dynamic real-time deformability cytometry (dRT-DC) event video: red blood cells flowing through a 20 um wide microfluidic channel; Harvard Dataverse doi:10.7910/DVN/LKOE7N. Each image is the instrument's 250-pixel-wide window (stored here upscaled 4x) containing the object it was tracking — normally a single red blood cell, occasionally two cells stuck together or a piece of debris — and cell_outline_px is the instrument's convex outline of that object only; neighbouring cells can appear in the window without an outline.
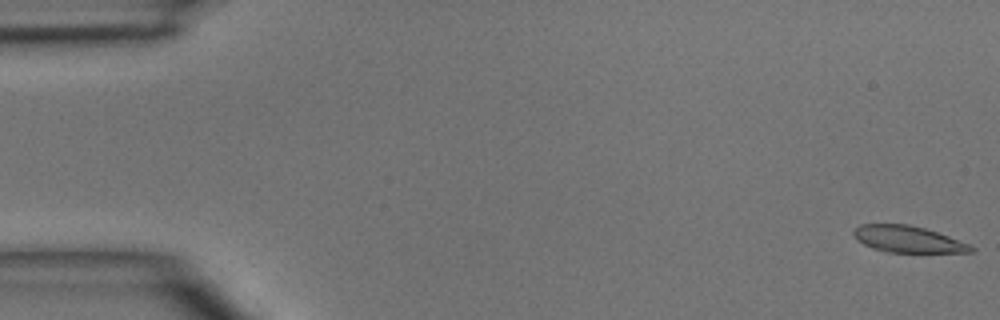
{"species": "common noctule bat (a hibernating species)", "species_latin": "Nyctalus noctula", "temperature_condition": "room temperature", "stored_images_in_passage": 7, "camera_frame_rate_fps": 3000, "um_per_image_px": 0.085, "animal": {"sex": "male", "body_mass_g": 15.6}, "frame": {"image": 1, "passage_image": 1, "time_ms": 0.0, "image_size_px": [1000, 320], "cell_outline_px": [[976, 248], [972, 252], [888, 252], [872, 248], [856, 240], [852, 232], [860, 224], [908, 224], [924, 228], [948, 236], [968, 244]], "centroid_in_image_um": [77.13, 20.33], "position_along_channel_um": 7.9, "area_um2": 17.98}}
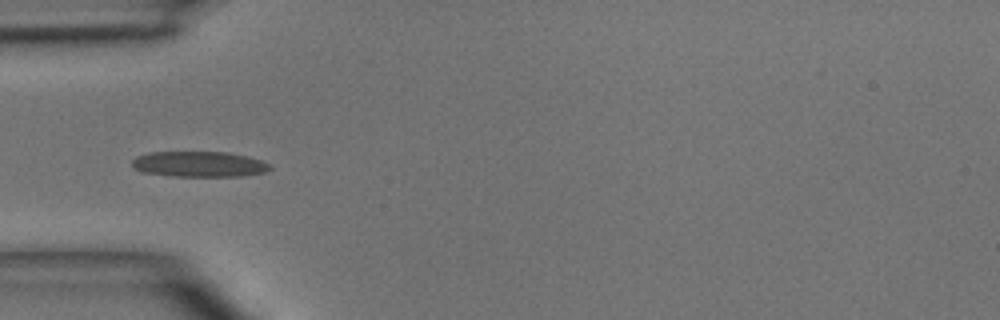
{"frame": {"image": 2, "passage_image": 4, "time_ms": 4.667, "image_size_px": [1000, 320], "cell_outline_px": [[272, 168], [264, 172], [240, 176], [172, 176], [140, 172], [132, 168], [132, 160], [136, 156], [148, 152], [228, 152], [248, 156], [272, 164]], "centroid_in_image_um": [16.9, 13.95], "position_along_channel_um": 68.1, "area_um2": 20.75}}
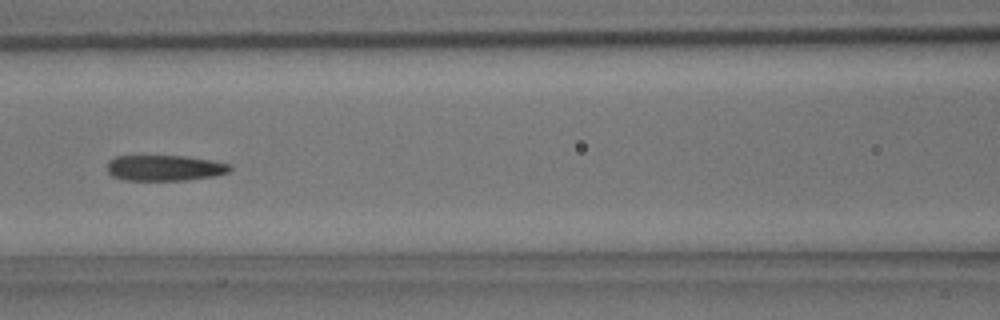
{"frame": {"image": 3, "passage_image": 6, "time_ms": 6.667, "image_size_px": [1000, 320], "cell_outline_px": [[232, 168], [228, 172], [216, 176], [188, 180], [124, 180], [112, 176], [108, 172], [108, 160], [116, 156], [184, 156], [212, 160], [232, 164]], "centroid_in_image_um": [14.03, 14.28], "position_along_channel_um": 152.6, "area_um2": 18.55}}